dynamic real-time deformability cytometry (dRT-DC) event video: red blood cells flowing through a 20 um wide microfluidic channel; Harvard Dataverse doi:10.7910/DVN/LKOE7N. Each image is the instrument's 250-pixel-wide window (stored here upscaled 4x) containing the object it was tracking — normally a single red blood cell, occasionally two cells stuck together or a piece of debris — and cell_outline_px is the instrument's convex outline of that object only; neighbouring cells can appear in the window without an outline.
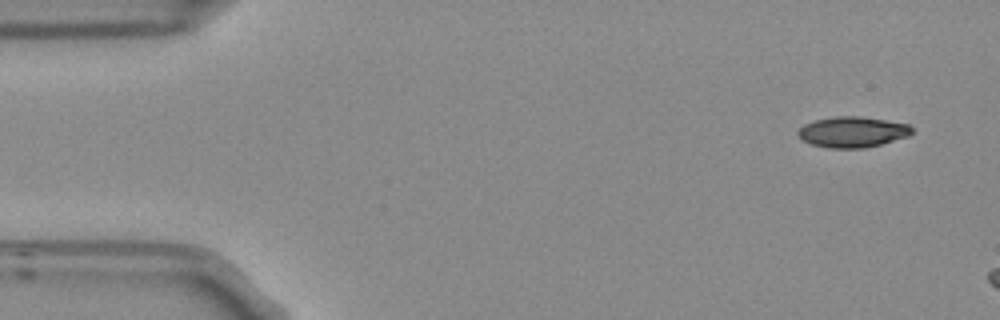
{"species": "Egyptian fruit bat (a non-hibernating species)", "species_latin": "Rousettus aegyptiacus", "temperature_condition": "room temperature", "stored_images_in_passage": 3, "camera_frame_rate_fps": 3000, "um_per_image_px": 0.085, "frame": {"image": 1, "passage_image": 1, "time_ms": 0.0, "image_size_px": [1000, 320], "cell_outline_px": [[912, 132], [908, 136], [880, 144], [864, 148], [828, 148], [812, 144], [804, 140], [796, 132], [804, 124], [816, 120], [836, 116], [860, 116], [908, 124], [912, 128]], "centroid_in_image_um": [72.45, 11.22], "position_along_channel_um": 12.5, "area_um2": 20.11}}